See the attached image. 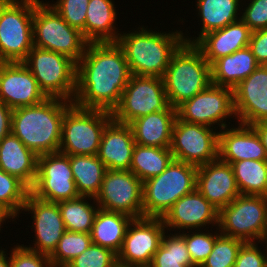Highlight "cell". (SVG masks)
Segmentation results:
<instances>
[{
	"label": "cell",
	"mask_w": 267,
	"mask_h": 267,
	"mask_svg": "<svg viewBox=\"0 0 267 267\" xmlns=\"http://www.w3.org/2000/svg\"><path fill=\"white\" fill-rule=\"evenodd\" d=\"M132 73L117 42L88 43L76 63L73 103L81 108L112 112Z\"/></svg>",
	"instance_id": "obj_1"
},
{
	"label": "cell",
	"mask_w": 267,
	"mask_h": 267,
	"mask_svg": "<svg viewBox=\"0 0 267 267\" xmlns=\"http://www.w3.org/2000/svg\"><path fill=\"white\" fill-rule=\"evenodd\" d=\"M73 102L46 98L12 111L11 133L37 156L59 152L64 114Z\"/></svg>",
	"instance_id": "obj_2"
},
{
	"label": "cell",
	"mask_w": 267,
	"mask_h": 267,
	"mask_svg": "<svg viewBox=\"0 0 267 267\" xmlns=\"http://www.w3.org/2000/svg\"><path fill=\"white\" fill-rule=\"evenodd\" d=\"M138 29L119 34L117 40L130 71L133 75L162 78L173 54L185 42L184 33L178 30L161 33L148 30L144 26Z\"/></svg>",
	"instance_id": "obj_3"
},
{
	"label": "cell",
	"mask_w": 267,
	"mask_h": 267,
	"mask_svg": "<svg viewBox=\"0 0 267 267\" xmlns=\"http://www.w3.org/2000/svg\"><path fill=\"white\" fill-rule=\"evenodd\" d=\"M162 79L168 103L176 108L212 84L211 65L194 44L184 42L173 54Z\"/></svg>",
	"instance_id": "obj_4"
},
{
	"label": "cell",
	"mask_w": 267,
	"mask_h": 267,
	"mask_svg": "<svg viewBox=\"0 0 267 267\" xmlns=\"http://www.w3.org/2000/svg\"><path fill=\"white\" fill-rule=\"evenodd\" d=\"M198 167L173 159L157 176L143 182V217L162 218L181 197L196 189Z\"/></svg>",
	"instance_id": "obj_5"
},
{
	"label": "cell",
	"mask_w": 267,
	"mask_h": 267,
	"mask_svg": "<svg viewBox=\"0 0 267 267\" xmlns=\"http://www.w3.org/2000/svg\"><path fill=\"white\" fill-rule=\"evenodd\" d=\"M35 0H0V62H23L34 47Z\"/></svg>",
	"instance_id": "obj_6"
},
{
	"label": "cell",
	"mask_w": 267,
	"mask_h": 267,
	"mask_svg": "<svg viewBox=\"0 0 267 267\" xmlns=\"http://www.w3.org/2000/svg\"><path fill=\"white\" fill-rule=\"evenodd\" d=\"M111 120L110 111L81 108L73 103L64 114L59 152L97 155L103 130Z\"/></svg>",
	"instance_id": "obj_7"
},
{
	"label": "cell",
	"mask_w": 267,
	"mask_h": 267,
	"mask_svg": "<svg viewBox=\"0 0 267 267\" xmlns=\"http://www.w3.org/2000/svg\"><path fill=\"white\" fill-rule=\"evenodd\" d=\"M42 2L35 0L34 46L63 54L77 63L84 55L88 42L82 32L71 27L48 2Z\"/></svg>",
	"instance_id": "obj_8"
},
{
	"label": "cell",
	"mask_w": 267,
	"mask_h": 267,
	"mask_svg": "<svg viewBox=\"0 0 267 267\" xmlns=\"http://www.w3.org/2000/svg\"><path fill=\"white\" fill-rule=\"evenodd\" d=\"M218 229L221 235L244 242L267 241V197L239 195L219 210ZM221 229V230H220Z\"/></svg>",
	"instance_id": "obj_9"
},
{
	"label": "cell",
	"mask_w": 267,
	"mask_h": 267,
	"mask_svg": "<svg viewBox=\"0 0 267 267\" xmlns=\"http://www.w3.org/2000/svg\"><path fill=\"white\" fill-rule=\"evenodd\" d=\"M47 98L73 102L76 90V63L69 57L33 47L23 61Z\"/></svg>",
	"instance_id": "obj_10"
},
{
	"label": "cell",
	"mask_w": 267,
	"mask_h": 267,
	"mask_svg": "<svg viewBox=\"0 0 267 267\" xmlns=\"http://www.w3.org/2000/svg\"><path fill=\"white\" fill-rule=\"evenodd\" d=\"M168 106L161 77L132 74L121 94L119 104L111 112L112 119L130 124L139 117L165 110Z\"/></svg>",
	"instance_id": "obj_11"
},
{
	"label": "cell",
	"mask_w": 267,
	"mask_h": 267,
	"mask_svg": "<svg viewBox=\"0 0 267 267\" xmlns=\"http://www.w3.org/2000/svg\"><path fill=\"white\" fill-rule=\"evenodd\" d=\"M176 113L179 120L214 129L217 123L221 130L228 126L225 124L226 121L224 122L226 118L234 115L236 119L234 91L228 87L211 84L204 91L178 105Z\"/></svg>",
	"instance_id": "obj_12"
},
{
	"label": "cell",
	"mask_w": 267,
	"mask_h": 267,
	"mask_svg": "<svg viewBox=\"0 0 267 267\" xmlns=\"http://www.w3.org/2000/svg\"><path fill=\"white\" fill-rule=\"evenodd\" d=\"M143 182L130 170L107 169L93 202L99 208L143 218Z\"/></svg>",
	"instance_id": "obj_13"
},
{
	"label": "cell",
	"mask_w": 267,
	"mask_h": 267,
	"mask_svg": "<svg viewBox=\"0 0 267 267\" xmlns=\"http://www.w3.org/2000/svg\"><path fill=\"white\" fill-rule=\"evenodd\" d=\"M30 193L41 200L55 203L79 197L69 155L60 152L39 155L37 176Z\"/></svg>",
	"instance_id": "obj_14"
},
{
	"label": "cell",
	"mask_w": 267,
	"mask_h": 267,
	"mask_svg": "<svg viewBox=\"0 0 267 267\" xmlns=\"http://www.w3.org/2000/svg\"><path fill=\"white\" fill-rule=\"evenodd\" d=\"M213 130L176 118L170 145L174 159L197 167L217 160L219 132Z\"/></svg>",
	"instance_id": "obj_15"
},
{
	"label": "cell",
	"mask_w": 267,
	"mask_h": 267,
	"mask_svg": "<svg viewBox=\"0 0 267 267\" xmlns=\"http://www.w3.org/2000/svg\"><path fill=\"white\" fill-rule=\"evenodd\" d=\"M165 230L162 218L133 219L117 253L118 267L150 266Z\"/></svg>",
	"instance_id": "obj_16"
},
{
	"label": "cell",
	"mask_w": 267,
	"mask_h": 267,
	"mask_svg": "<svg viewBox=\"0 0 267 267\" xmlns=\"http://www.w3.org/2000/svg\"><path fill=\"white\" fill-rule=\"evenodd\" d=\"M47 97L23 62H0V101L11 109L42 103Z\"/></svg>",
	"instance_id": "obj_17"
},
{
	"label": "cell",
	"mask_w": 267,
	"mask_h": 267,
	"mask_svg": "<svg viewBox=\"0 0 267 267\" xmlns=\"http://www.w3.org/2000/svg\"><path fill=\"white\" fill-rule=\"evenodd\" d=\"M23 210L33 215L32 227H35L34 246L27 248L50 257L66 232L58 203L41 200L29 193Z\"/></svg>",
	"instance_id": "obj_18"
},
{
	"label": "cell",
	"mask_w": 267,
	"mask_h": 267,
	"mask_svg": "<svg viewBox=\"0 0 267 267\" xmlns=\"http://www.w3.org/2000/svg\"><path fill=\"white\" fill-rule=\"evenodd\" d=\"M233 91L239 123L253 125L267 121V65H259Z\"/></svg>",
	"instance_id": "obj_19"
},
{
	"label": "cell",
	"mask_w": 267,
	"mask_h": 267,
	"mask_svg": "<svg viewBox=\"0 0 267 267\" xmlns=\"http://www.w3.org/2000/svg\"><path fill=\"white\" fill-rule=\"evenodd\" d=\"M219 210L215 208L197 189L178 199L164 214L162 220L166 230L201 229L206 224L218 226ZM169 227V228H168ZM200 227V228H199Z\"/></svg>",
	"instance_id": "obj_20"
},
{
	"label": "cell",
	"mask_w": 267,
	"mask_h": 267,
	"mask_svg": "<svg viewBox=\"0 0 267 267\" xmlns=\"http://www.w3.org/2000/svg\"><path fill=\"white\" fill-rule=\"evenodd\" d=\"M196 189L218 210L240 195L232 165L219 158L198 166Z\"/></svg>",
	"instance_id": "obj_21"
},
{
	"label": "cell",
	"mask_w": 267,
	"mask_h": 267,
	"mask_svg": "<svg viewBox=\"0 0 267 267\" xmlns=\"http://www.w3.org/2000/svg\"><path fill=\"white\" fill-rule=\"evenodd\" d=\"M218 158L232 164L241 160H267L264 146L252 125L239 123L219 131Z\"/></svg>",
	"instance_id": "obj_22"
},
{
	"label": "cell",
	"mask_w": 267,
	"mask_h": 267,
	"mask_svg": "<svg viewBox=\"0 0 267 267\" xmlns=\"http://www.w3.org/2000/svg\"><path fill=\"white\" fill-rule=\"evenodd\" d=\"M135 145L130 125L112 119L103 130L97 157L109 170H129Z\"/></svg>",
	"instance_id": "obj_23"
},
{
	"label": "cell",
	"mask_w": 267,
	"mask_h": 267,
	"mask_svg": "<svg viewBox=\"0 0 267 267\" xmlns=\"http://www.w3.org/2000/svg\"><path fill=\"white\" fill-rule=\"evenodd\" d=\"M252 31L240 19L224 28L204 34L194 45L212 65L217 59L248 47Z\"/></svg>",
	"instance_id": "obj_24"
},
{
	"label": "cell",
	"mask_w": 267,
	"mask_h": 267,
	"mask_svg": "<svg viewBox=\"0 0 267 267\" xmlns=\"http://www.w3.org/2000/svg\"><path fill=\"white\" fill-rule=\"evenodd\" d=\"M176 118V108L169 105L165 110L133 120L129 125L135 143L143 146L170 148Z\"/></svg>",
	"instance_id": "obj_25"
},
{
	"label": "cell",
	"mask_w": 267,
	"mask_h": 267,
	"mask_svg": "<svg viewBox=\"0 0 267 267\" xmlns=\"http://www.w3.org/2000/svg\"><path fill=\"white\" fill-rule=\"evenodd\" d=\"M38 156L14 134L0 141V168L23 181L29 188L37 176Z\"/></svg>",
	"instance_id": "obj_26"
},
{
	"label": "cell",
	"mask_w": 267,
	"mask_h": 267,
	"mask_svg": "<svg viewBox=\"0 0 267 267\" xmlns=\"http://www.w3.org/2000/svg\"><path fill=\"white\" fill-rule=\"evenodd\" d=\"M255 56L249 47L217 59L211 65L212 84L234 88L257 67Z\"/></svg>",
	"instance_id": "obj_27"
},
{
	"label": "cell",
	"mask_w": 267,
	"mask_h": 267,
	"mask_svg": "<svg viewBox=\"0 0 267 267\" xmlns=\"http://www.w3.org/2000/svg\"><path fill=\"white\" fill-rule=\"evenodd\" d=\"M112 0H89L85 21V40L88 43L117 42L119 31L114 23L116 7Z\"/></svg>",
	"instance_id": "obj_28"
},
{
	"label": "cell",
	"mask_w": 267,
	"mask_h": 267,
	"mask_svg": "<svg viewBox=\"0 0 267 267\" xmlns=\"http://www.w3.org/2000/svg\"><path fill=\"white\" fill-rule=\"evenodd\" d=\"M133 219L124 213L99 208L90 232L92 243L111 249L117 254Z\"/></svg>",
	"instance_id": "obj_29"
},
{
	"label": "cell",
	"mask_w": 267,
	"mask_h": 267,
	"mask_svg": "<svg viewBox=\"0 0 267 267\" xmlns=\"http://www.w3.org/2000/svg\"><path fill=\"white\" fill-rule=\"evenodd\" d=\"M239 0H197L196 5L203 24L199 36L193 39L183 36L184 41L194 44L204 34L219 30L240 20ZM195 38V39H194Z\"/></svg>",
	"instance_id": "obj_30"
},
{
	"label": "cell",
	"mask_w": 267,
	"mask_h": 267,
	"mask_svg": "<svg viewBox=\"0 0 267 267\" xmlns=\"http://www.w3.org/2000/svg\"><path fill=\"white\" fill-rule=\"evenodd\" d=\"M69 159L77 192L94 200L101 189L106 166L97 155H69Z\"/></svg>",
	"instance_id": "obj_31"
},
{
	"label": "cell",
	"mask_w": 267,
	"mask_h": 267,
	"mask_svg": "<svg viewBox=\"0 0 267 267\" xmlns=\"http://www.w3.org/2000/svg\"><path fill=\"white\" fill-rule=\"evenodd\" d=\"M174 159L170 148L136 144L133 150L130 171L142 182L160 175Z\"/></svg>",
	"instance_id": "obj_32"
},
{
	"label": "cell",
	"mask_w": 267,
	"mask_h": 267,
	"mask_svg": "<svg viewBox=\"0 0 267 267\" xmlns=\"http://www.w3.org/2000/svg\"><path fill=\"white\" fill-rule=\"evenodd\" d=\"M232 168L241 195L267 197V160H241Z\"/></svg>",
	"instance_id": "obj_33"
},
{
	"label": "cell",
	"mask_w": 267,
	"mask_h": 267,
	"mask_svg": "<svg viewBox=\"0 0 267 267\" xmlns=\"http://www.w3.org/2000/svg\"><path fill=\"white\" fill-rule=\"evenodd\" d=\"M86 199L87 196H79L75 199L58 202L66 230L80 233L91 232L99 206L90 204Z\"/></svg>",
	"instance_id": "obj_34"
},
{
	"label": "cell",
	"mask_w": 267,
	"mask_h": 267,
	"mask_svg": "<svg viewBox=\"0 0 267 267\" xmlns=\"http://www.w3.org/2000/svg\"><path fill=\"white\" fill-rule=\"evenodd\" d=\"M162 236L151 267H196L189 256L185 238L181 233Z\"/></svg>",
	"instance_id": "obj_35"
},
{
	"label": "cell",
	"mask_w": 267,
	"mask_h": 267,
	"mask_svg": "<svg viewBox=\"0 0 267 267\" xmlns=\"http://www.w3.org/2000/svg\"><path fill=\"white\" fill-rule=\"evenodd\" d=\"M92 244L90 233L68 231L62 235L57 248L49 257L52 267H65Z\"/></svg>",
	"instance_id": "obj_36"
},
{
	"label": "cell",
	"mask_w": 267,
	"mask_h": 267,
	"mask_svg": "<svg viewBox=\"0 0 267 267\" xmlns=\"http://www.w3.org/2000/svg\"><path fill=\"white\" fill-rule=\"evenodd\" d=\"M29 193L30 188L23 181L0 168V204L15 218L21 213Z\"/></svg>",
	"instance_id": "obj_37"
},
{
	"label": "cell",
	"mask_w": 267,
	"mask_h": 267,
	"mask_svg": "<svg viewBox=\"0 0 267 267\" xmlns=\"http://www.w3.org/2000/svg\"><path fill=\"white\" fill-rule=\"evenodd\" d=\"M243 243L241 239L220 235L215 240L211 253L200 267H234Z\"/></svg>",
	"instance_id": "obj_38"
},
{
	"label": "cell",
	"mask_w": 267,
	"mask_h": 267,
	"mask_svg": "<svg viewBox=\"0 0 267 267\" xmlns=\"http://www.w3.org/2000/svg\"><path fill=\"white\" fill-rule=\"evenodd\" d=\"M200 232H195V231H188L186 233L183 232L181 233L186 242V246L189 252L190 259L192 263L196 267H200L201 264L207 259L209 254L211 253L215 240L221 235L220 233H202L201 230ZM188 233V234H187Z\"/></svg>",
	"instance_id": "obj_39"
},
{
	"label": "cell",
	"mask_w": 267,
	"mask_h": 267,
	"mask_svg": "<svg viewBox=\"0 0 267 267\" xmlns=\"http://www.w3.org/2000/svg\"><path fill=\"white\" fill-rule=\"evenodd\" d=\"M65 267H118L117 254L111 249L92 243Z\"/></svg>",
	"instance_id": "obj_40"
},
{
	"label": "cell",
	"mask_w": 267,
	"mask_h": 267,
	"mask_svg": "<svg viewBox=\"0 0 267 267\" xmlns=\"http://www.w3.org/2000/svg\"><path fill=\"white\" fill-rule=\"evenodd\" d=\"M89 0H57L51 5L73 28L82 32L85 38V21Z\"/></svg>",
	"instance_id": "obj_41"
},
{
	"label": "cell",
	"mask_w": 267,
	"mask_h": 267,
	"mask_svg": "<svg viewBox=\"0 0 267 267\" xmlns=\"http://www.w3.org/2000/svg\"><path fill=\"white\" fill-rule=\"evenodd\" d=\"M11 252L10 267H52L49 256L30 250L23 244L16 245Z\"/></svg>",
	"instance_id": "obj_42"
},
{
	"label": "cell",
	"mask_w": 267,
	"mask_h": 267,
	"mask_svg": "<svg viewBox=\"0 0 267 267\" xmlns=\"http://www.w3.org/2000/svg\"><path fill=\"white\" fill-rule=\"evenodd\" d=\"M241 20L252 32L267 28V0H250Z\"/></svg>",
	"instance_id": "obj_43"
},
{
	"label": "cell",
	"mask_w": 267,
	"mask_h": 267,
	"mask_svg": "<svg viewBox=\"0 0 267 267\" xmlns=\"http://www.w3.org/2000/svg\"><path fill=\"white\" fill-rule=\"evenodd\" d=\"M256 243H243L238 251L234 267H267V245H265L266 253L263 252L262 254ZM265 244H267V241H265Z\"/></svg>",
	"instance_id": "obj_44"
},
{
	"label": "cell",
	"mask_w": 267,
	"mask_h": 267,
	"mask_svg": "<svg viewBox=\"0 0 267 267\" xmlns=\"http://www.w3.org/2000/svg\"><path fill=\"white\" fill-rule=\"evenodd\" d=\"M248 47L259 65H267V28L252 32Z\"/></svg>",
	"instance_id": "obj_45"
},
{
	"label": "cell",
	"mask_w": 267,
	"mask_h": 267,
	"mask_svg": "<svg viewBox=\"0 0 267 267\" xmlns=\"http://www.w3.org/2000/svg\"><path fill=\"white\" fill-rule=\"evenodd\" d=\"M12 111L13 109L0 101V141L11 133Z\"/></svg>",
	"instance_id": "obj_46"
},
{
	"label": "cell",
	"mask_w": 267,
	"mask_h": 267,
	"mask_svg": "<svg viewBox=\"0 0 267 267\" xmlns=\"http://www.w3.org/2000/svg\"><path fill=\"white\" fill-rule=\"evenodd\" d=\"M259 135L267 156V121H261L252 125Z\"/></svg>",
	"instance_id": "obj_47"
},
{
	"label": "cell",
	"mask_w": 267,
	"mask_h": 267,
	"mask_svg": "<svg viewBox=\"0 0 267 267\" xmlns=\"http://www.w3.org/2000/svg\"><path fill=\"white\" fill-rule=\"evenodd\" d=\"M15 218L4 206L0 204V230L3 222L7 219Z\"/></svg>",
	"instance_id": "obj_48"
},
{
	"label": "cell",
	"mask_w": 267,
	"mask_h": 267,
	"mask_svg": "<svg viewBox=\"0 0 267 267\" xmlns=\"http://www.w3.org/2000/svg\"><path fill=\"white\" fill-rule=\"evenodd\" d=\"M4 250H0V267H10V257H7Z\"/></svg>",
	"instance_id": "obj_49"
},
{
	"label": "cell",
	"mask_w": 267,
	"mask_h": 267,
	"mask_svg": "<svg viewBox=\"0 0 267 267\" xmlns=\"http://www.w3.org/2000/svg\"><path fill=\"white\" fill-rule=\"evenodd\" d=\"M135 267H151V266H135Z\"/></svg>",
	"instance_id": "obj_50"
}]
</instances>
